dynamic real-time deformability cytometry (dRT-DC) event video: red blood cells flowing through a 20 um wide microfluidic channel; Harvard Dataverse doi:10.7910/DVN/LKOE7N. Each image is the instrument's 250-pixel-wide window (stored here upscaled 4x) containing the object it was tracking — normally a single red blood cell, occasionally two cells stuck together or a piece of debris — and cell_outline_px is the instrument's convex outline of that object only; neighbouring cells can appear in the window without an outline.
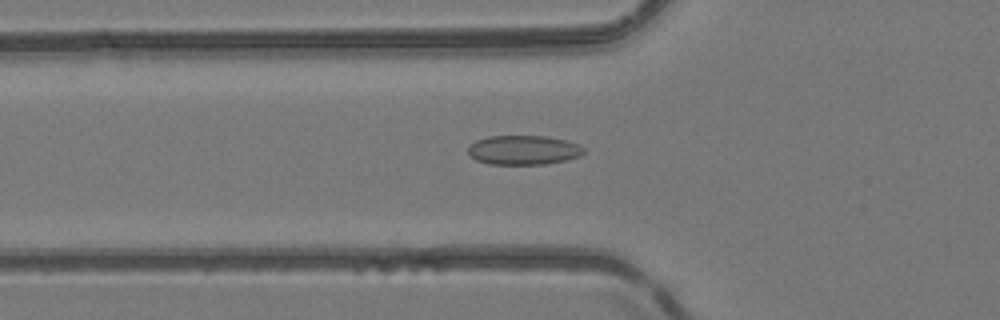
{"species": "common noctule bat (a hibernating species)", "species_latin": "Nyctalus noctula", "temperature_condition": "room temperature", "stored_images_in_passage": 48, "camera_frame_rate_fps": 3000, "um_per_image_px": 0.085, "animal": {"sex": "female", "body_mass_g": 24.6, "forearm_length_mm": 56.2}, "frame": {"image": 1, "passage_image": 16, "time_ms": 5.0, "image_size_px": [1000, 320], "cell_outline_px": [[584, 152], [580, 156], [564, 160], [544, 164], [488, 164], [476, 160], [468, 152], [468, 148], [476, 140], [488, 136], [544, 136], [564, 140], [576, 144], [584, 148]], "centroid_in_image_um": [44.47, 12.75], "position_along_channel_um": 81.3, "area_um2": 19.54}}
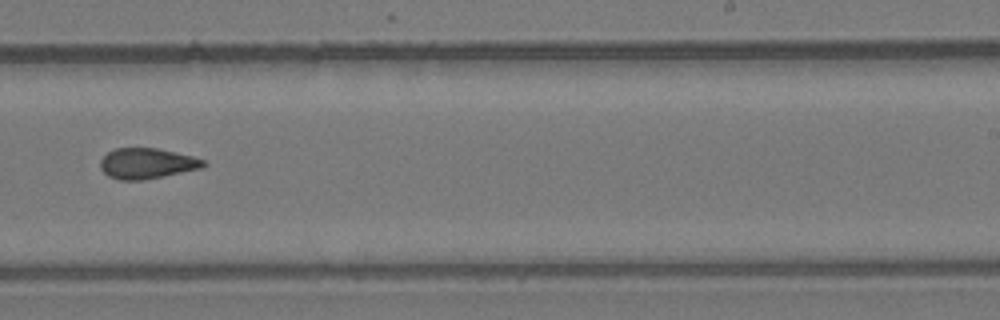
{"frame": {"image": 2, "passage_image": 30, "time_ms": 9.667, "image_size_px": [1000, 320], "cell_outline_px": [[208, 164], [204, 168], [144, 180], [120, 180], [108, 176], [100, 168], [100, 160], [108, 152], [116, 148], [156, 148], [192, 156], [204, 160]], "centroid_in_image_um": [12.51, 13.9], "position_along_channel_um": 276.5, "area_um2": 18.44}}
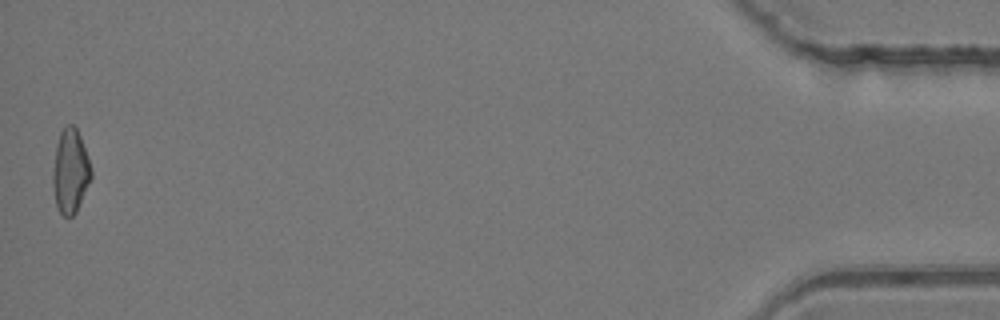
{"frame": {"image": 3, "passage_image": 48, "time_ms": 15.667, "image_size_px": [1000, 320], "cell_outline_px": [[92, 176], [76, 212], [72, 216], [64, 216], [60, 212], [56, 204], [52, 184], [52, 172], [56, 144], [60, 132], [64, 124], [72, 124], [76, 128], [80, 136], [92, 168]], "centroid_in_image_um": [5.97, 14.52], "position_along_channel_um": 429.2, "area_um2": 18.84}, "authors_computed_cell_mechanics": {"area_um2": 18.7561, "velocity_mm_per_s": 4.1686, "shape_relaxation_time_tau1_ms": null, "shape_relaxation_time_tau2_ms": 2.7724, "deformation_change_tau1": null, "deformation_change_tau2": 0.0763}}